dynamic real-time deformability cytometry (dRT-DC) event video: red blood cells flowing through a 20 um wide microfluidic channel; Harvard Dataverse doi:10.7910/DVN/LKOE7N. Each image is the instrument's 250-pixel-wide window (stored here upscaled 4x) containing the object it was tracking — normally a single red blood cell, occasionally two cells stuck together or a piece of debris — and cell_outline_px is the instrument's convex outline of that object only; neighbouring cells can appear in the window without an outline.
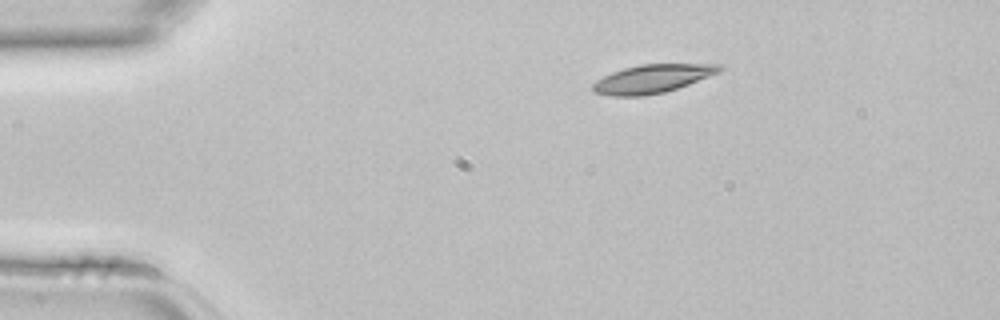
{"species": "common noctule bat (a hibernating species)", "species_latin": "Nyctalus noctula", "temperature_condition": "room temperature", "stored_images_in_passage": 2, "camera_frame_rate_fps": 3000, "um_per_image_px": 0.085, "animal": {"sex": "female", "body_mass_g": 22.7, "forearm_length_mm": 54.2}, "frame": {"image": 1, "passage_image": 1, "time_ms": 0.0, "image_size_px": [1000, 320], "cell_outline_px": [[724, 68], [720, 72], [688, 84], [664, 92], [644, 96], [612, 96], [596, 92], [592, 88], [592, 84], [596, 80], [612, 72], [624, 68], [640, 64], [724, 64]], "centroid_in_image_um": [55.47, 6.68], "position_along_channel_um": 29.5, "area_um2": 20.87}}